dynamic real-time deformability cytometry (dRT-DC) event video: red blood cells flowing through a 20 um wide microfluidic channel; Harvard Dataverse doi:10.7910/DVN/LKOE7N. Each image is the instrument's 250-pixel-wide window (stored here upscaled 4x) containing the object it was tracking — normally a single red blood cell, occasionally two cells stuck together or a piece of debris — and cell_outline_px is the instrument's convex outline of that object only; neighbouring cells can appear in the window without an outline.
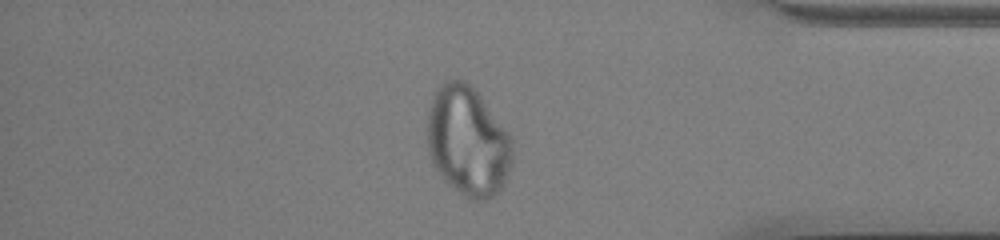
{"species": "common noctule bat (a hibernating species)", "species_latin": "Nyctalus noctula", "temperature_condition": "cold", "stored_images_in_passage": 57, "camera_frame_rate_fps": 3000, "um_per_image_px": 0.085, "animal": {"sex": "male", "body_mass_g": 13.0, "forearm_length_mm": 53.1}, "frame": {"image": 1, "passage_image": 49, "time_ms": 16.0, "image_size_px": [1000, 240], "cell_outline_px": [[512, 164], [504, 184], [492, 196], [484, 200], [472, 200], [464, 196], [448, 184], [444, 180], [432, 164], [428, 152], [428, 108], [432, 96], [436, 88], [444, 80], [464, 80], [476, 88], [512, 136]], "centroid_in_image_um": [39.77, 11.97], "position_along_channel_um": 395.4, "area_um2": 55.03}}